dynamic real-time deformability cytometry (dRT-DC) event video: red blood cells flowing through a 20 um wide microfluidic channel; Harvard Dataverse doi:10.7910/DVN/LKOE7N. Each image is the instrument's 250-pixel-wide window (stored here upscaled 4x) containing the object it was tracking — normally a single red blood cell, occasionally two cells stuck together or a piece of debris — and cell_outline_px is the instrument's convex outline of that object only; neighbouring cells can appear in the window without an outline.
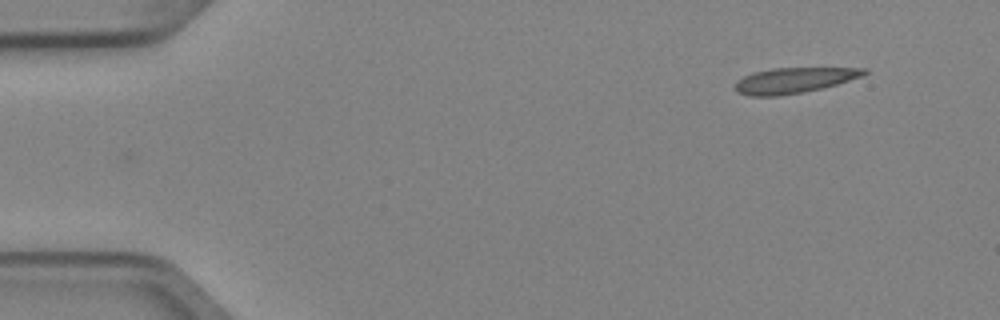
{"species": "Egyptian fruit bat (a non-hibernating species)", "species_latin": "Rousettus aegyptiacus", "temperature_condition": "cold", "stored_images_in_passage": 3, "camera_frame_rate_fps": 3000, "um_per_image_px": 0.085, "animal": {"sex": "female"}, "frame": {"image": 1, "passage_image": 1, "time_ms": 0.0, "image_size_px": [1000, 320], "cell_outline_px": [[868, 72], [860, 76], [836, 84], [820, 88], [800, 92], [776, 96], [752, 96], [740, 92], [736, 88], [736, 80], [752, 72], [772, 68], [868, 68]], "centroid_in_image_um": [67.46, 6.81], "position_along_channel_um": 17.5, "area_um2": 18.73}}
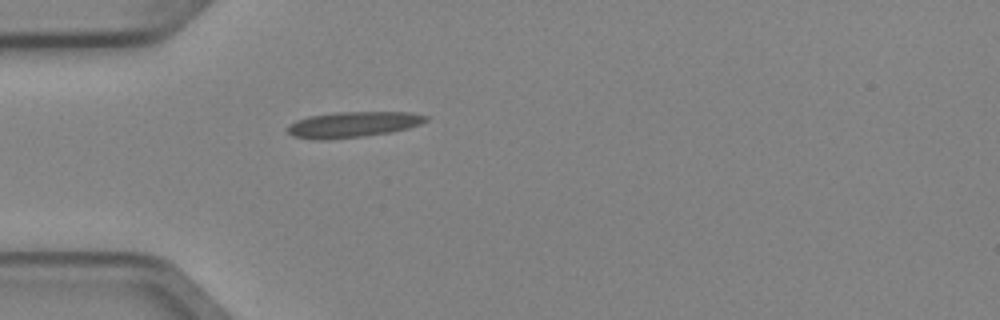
{"frame": {"image": 2, "passage_image": 3, "time_ms": 0.667, "image_size_px": [1000, 320], "cell_outline_px": [[428, 120], [420, 124], [408, 128], [392, 132], [364, 136], [328, 140], [312, 140], [292, 136], [284, 128], [288, 124], [296, 120], [308, 116], [336, 112], [412, 112], [428, 116]], "centroid_in_image_um": [29.95, 10.59], "position_along_channel_um": 55.1, "area_um2": 21.1}}